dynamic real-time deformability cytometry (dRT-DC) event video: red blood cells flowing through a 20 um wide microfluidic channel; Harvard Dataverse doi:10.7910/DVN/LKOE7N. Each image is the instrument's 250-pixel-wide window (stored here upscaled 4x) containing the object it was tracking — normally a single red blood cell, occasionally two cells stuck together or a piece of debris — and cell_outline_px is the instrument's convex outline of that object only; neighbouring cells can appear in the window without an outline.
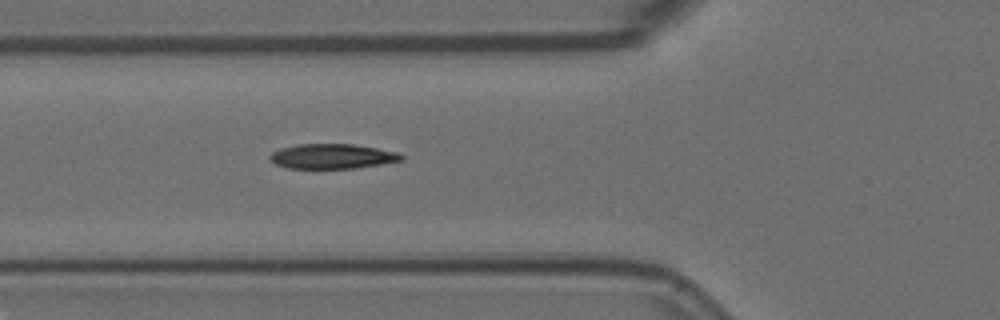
{"species": "Egyptian fruit bat (a non-hibernating species)", "species_latin": "Rousettus aegyptiacus", "temperature_condition": "room temperature", "stored_images_in_passage": 3, "camera_frame_rate_fps": 3000, "um_per_image_px": 0.085, "animal": {"sex": "female"}, "frame": {"image": 1, "passage_image": 3, "time_ms": 0.667, "image_size_px": [1000, 320], "cell_outline_px": [[404, 160], [356, 168], [288, 168], [276, 164], [268, 156], [272, 152], [280, 148], [296, 144], [352, 144], [376, 148], [396, 152], [404, 156]], "centroid_in_image_um": [28.23, 13.28], "position_along_channel_um": 97.6, "area_um2": 18.9}}